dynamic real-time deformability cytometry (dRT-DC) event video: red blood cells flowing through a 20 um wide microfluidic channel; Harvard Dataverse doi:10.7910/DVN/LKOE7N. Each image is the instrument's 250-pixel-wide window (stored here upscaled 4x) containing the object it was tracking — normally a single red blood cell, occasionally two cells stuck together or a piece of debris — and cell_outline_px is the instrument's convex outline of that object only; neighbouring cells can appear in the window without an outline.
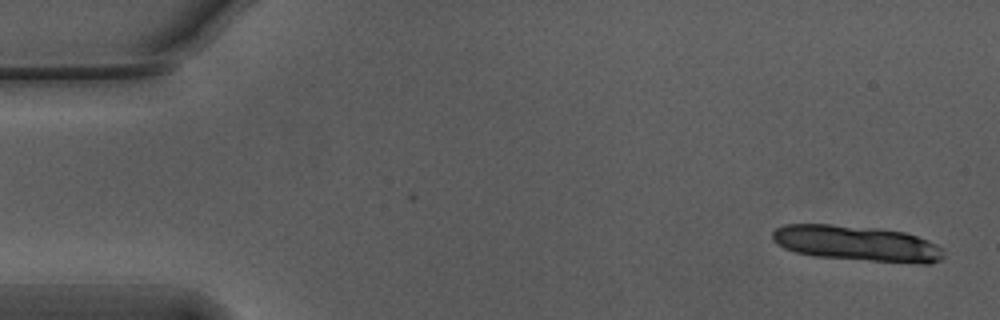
{"species": "Egyptian fruit bat (a non-hibernating species)", "species_latin": "Rousettus aegyptiacus", "temperature_condition": "warm", "stored_images_in_passage": 12, "camera_frame_rate_fps": 3000, "um_per_image_px": 0.085, "animal": {"sex": "male"}, "frame": {"image": 1, "passage_image": 1, "time_ms": 0.0, "image_size_px": [1000, 320], "cell_outline_px": [[944, 256], [940, 260], [932, 264], [920, 264], [812, 256], [796, 252], [784, 248], [776, 244], [772, 240], [772, 232], [776, 228], [784, 224], [832, 224], [880, 228], [904, 232], [928, 240], [944, 248]], "centroid_in_image_um": [72.85, 20.69], "position_along_channel_um": 12.2, "area_um2": 35.84}}